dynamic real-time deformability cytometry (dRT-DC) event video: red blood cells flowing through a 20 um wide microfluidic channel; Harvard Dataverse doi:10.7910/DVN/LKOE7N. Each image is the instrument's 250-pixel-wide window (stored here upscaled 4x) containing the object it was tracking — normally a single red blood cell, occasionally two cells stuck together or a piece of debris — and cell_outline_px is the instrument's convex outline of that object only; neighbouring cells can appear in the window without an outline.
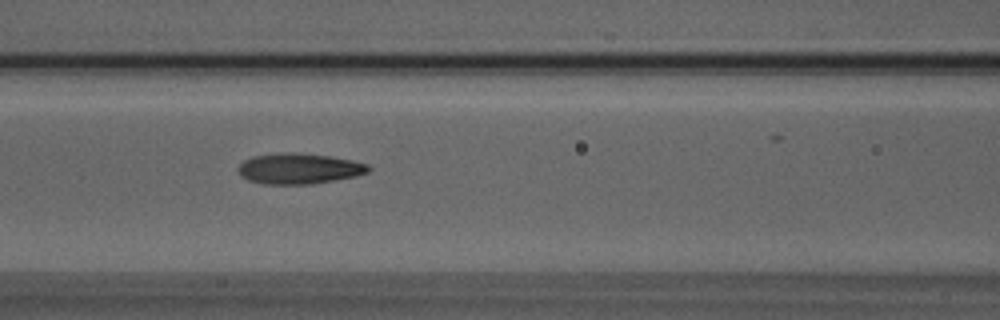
{"species": "Egyptian fruit bat (a non-hibernating species)", "species_latin": "Rousettus aegyptiacus", "temperature_condition": "room temperature", "stored_images_in_passage": 29, "camera_frame_rate_fps": 3000, "um_per_image_px": 0.085, "animal": {"sex": "male"}, "frame": {"image": 1, "passage_image": 9, "time_ms": 2.667, "image_size_px": [1000, 320], "cell_outline_px": [[372, 168], [368, 172], [356, 176], [308, 184], [264, 184], [248, 180], [236, 168], [244, 160], [252, 156], [284, 152], [292, 152], [332, 156], [352, 160], [368, 164]], "centroid_in_image_um": [25.43, 14.32], "position_along_channel_um": 141.2, "area_um2": 23.18}}
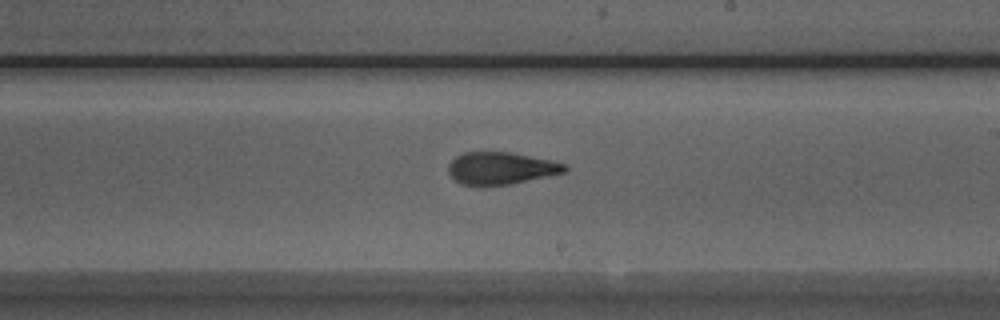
{"frame": {"image": 2, "passage_image": 17, "time_ms": 5.333, "image_size_px": [1000, 320], "cell_outline_px": [[568, 168], [564, 172], [512, 184], [480, 188], [476, 188], [460, 184], [448, 172], [448, 164], [456, 156], [464, 152], [508, 152], [548, 160], [564, 164]], "centroid_in_image_um": [42.49, 14.34], "position_along_channel_um": 246.5, "area_um2": 22.08}}
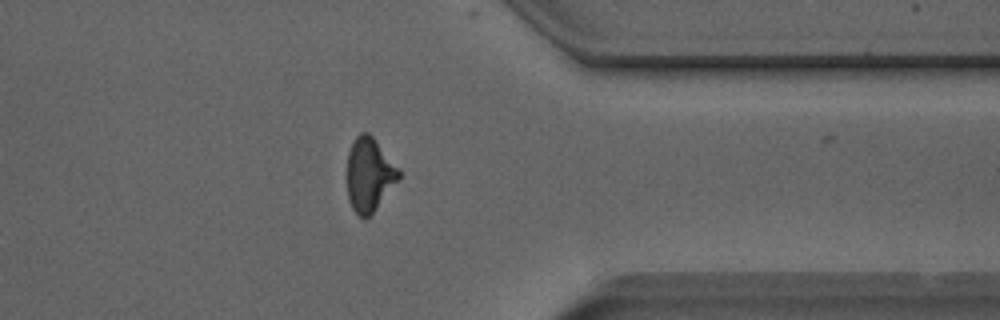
{"frame": {"image": 3, "passage_image": 28, "time_ms": 9.0, "image_size_px": [1000, 320], "cell_outline_px": [[400, 176], [372, 212], [368, 216], [360, 216], [352, 208], [348, 200], [348, 152], [352, 140], [360, 132], [368, 132], [372, 136], [400, 168]], "centroid_in_image_um": [31.37, 14.77], "position_along_channel_um": 380.0, "area_um2": 21.73}}